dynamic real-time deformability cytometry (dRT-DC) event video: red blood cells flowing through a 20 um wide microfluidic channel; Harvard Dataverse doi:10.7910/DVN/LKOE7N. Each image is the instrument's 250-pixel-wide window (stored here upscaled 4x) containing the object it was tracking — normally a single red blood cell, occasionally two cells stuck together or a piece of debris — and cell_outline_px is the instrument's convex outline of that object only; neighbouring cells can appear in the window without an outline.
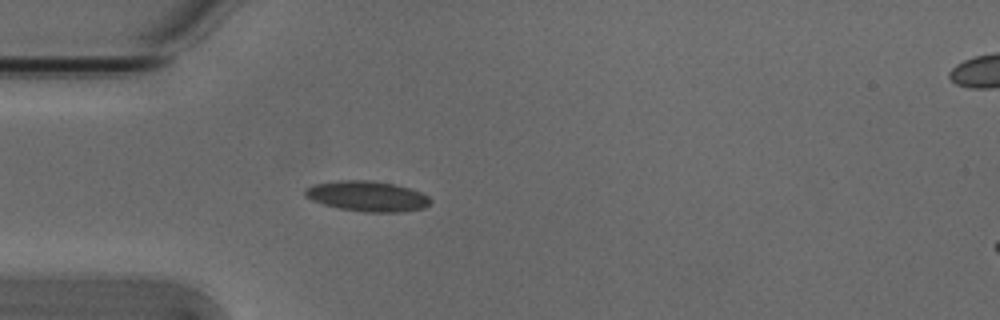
{"species": "Egyptian fruit bat (a non-hibernating species)", "species_latin": "Rousettus aegyptiacus", "temperature_condition": "cold", "stored_images_in_passage": 3, "camera_frame_rate_fps": 3000, "um_per_image_px": 0.085, "animal": {"sex": "male"}, "frame": {"image": 1, "passage_image": 3, "time_ms": 0.667, "image_size_px": [1000, 320], "cell_outline_px": [[432, 200], [424, 208], [404, 212], [364, 212], [340, 208], [324, 204], [312, 200], [304, 196], [304, 188], [312, 184], [336, 180], [368, 180], [396, 184], [420, 192], [428, 196]], "centroid_in_image_um": [31.19, 16.67], "position_along_channel_um": 53.8, "area_um2": 22.31}}